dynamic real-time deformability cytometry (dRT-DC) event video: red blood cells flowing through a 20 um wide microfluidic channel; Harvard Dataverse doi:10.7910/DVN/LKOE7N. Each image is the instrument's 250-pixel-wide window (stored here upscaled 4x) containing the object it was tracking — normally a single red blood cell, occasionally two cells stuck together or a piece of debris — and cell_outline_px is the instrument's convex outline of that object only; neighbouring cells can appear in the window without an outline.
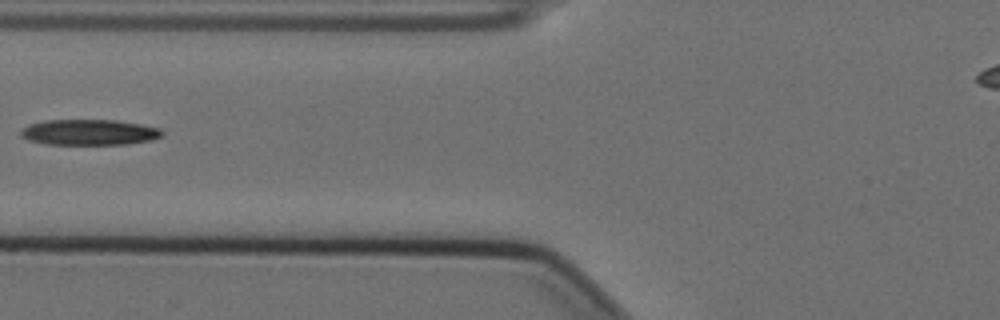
{"species": "Egyptian fruit bat (a non-hibernating species)", "species_latin": "Rousettus aegyptiacus", "temperature_condition": "cold", "stored_images_in_passage": 3, "camera_frame_rate_fps": 3000, "um_per_image_px": 0.085, "animal": {"sex": "female"}, "frame": {"image": 1, "passage_image": 3, "time_ms": 0.667, "image_size_px": [1000, 320], "cell_outline_px": [[164, 136], [148, 140], [124, 144], [44, 144], [28, 140], [20, 136], [20, 132], [28, 124], [44, 120], [116, 120], [140, 124], [160, 128], [164, 132]], "centroid_in_image_um": [7.56, 11.24], "position_along_channel_um": 118.2, "area_um2": 21.15}}